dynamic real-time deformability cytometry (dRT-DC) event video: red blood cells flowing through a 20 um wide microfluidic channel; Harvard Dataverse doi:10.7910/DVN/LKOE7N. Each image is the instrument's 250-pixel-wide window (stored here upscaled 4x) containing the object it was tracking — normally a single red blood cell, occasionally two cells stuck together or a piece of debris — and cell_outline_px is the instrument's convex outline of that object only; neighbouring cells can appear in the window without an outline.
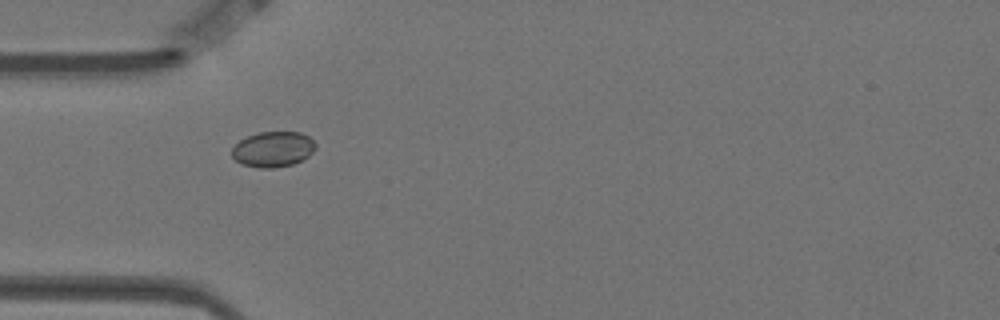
{"species": "Egyptian fruit bat (a non-hibernating species)", "species_latin": "Rousettus aegyptiacus", "temperature_condition": "warm", "stored_images_in_passage": 6, "camera_frame_rate_fps": 3000, "um_per_image_px": 0.085, "animal": {"sex": "female"}, "frame": {"image": 1, "passage_image": 5, "time_ms": 1.333, "image_size_px": [1000, 320], "cell_outline_px": [[316, 148], [308, 156], [292, 164], [272, 168], [260, 168], [244, 164], [236, 160], [232, 156], [232, 148], [240, 140], [248, 136], [260, 132], [300, 132], [308, 136], [316, 144]], "centroid_in_image_um": [23.21, 12.68], "position_along_channel_um": 61.8, "area_um2": 17.05}}
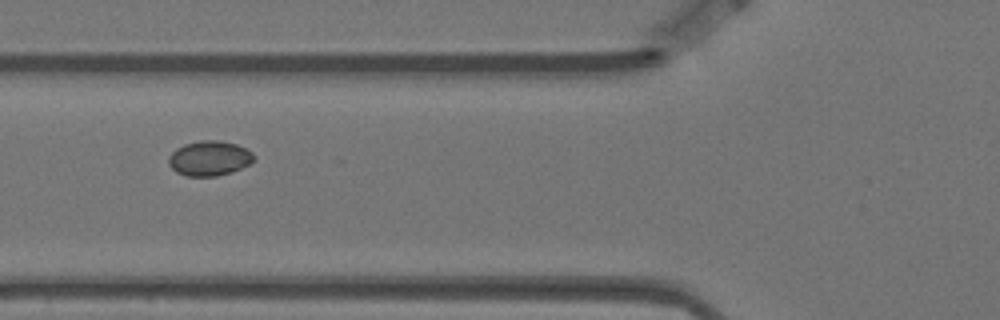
{"frame": {"image": 2, "passage_image": 6, "time_ms": 1.667, "image_size_px": [1000, 320], "cell_outline_px": [[256, 160], [232, 172], [216, 176], [184, 176], [176, 172], [168, 164], [168, 156], [176, 148], [184, 144], [200, 140], [216, 140], [236, 144], [252, 152], [256, 156]], "centroid_in_image_um": [17.78, 13.46], "position_along_channel_um": 108.0, "area_um2": 17.46}}